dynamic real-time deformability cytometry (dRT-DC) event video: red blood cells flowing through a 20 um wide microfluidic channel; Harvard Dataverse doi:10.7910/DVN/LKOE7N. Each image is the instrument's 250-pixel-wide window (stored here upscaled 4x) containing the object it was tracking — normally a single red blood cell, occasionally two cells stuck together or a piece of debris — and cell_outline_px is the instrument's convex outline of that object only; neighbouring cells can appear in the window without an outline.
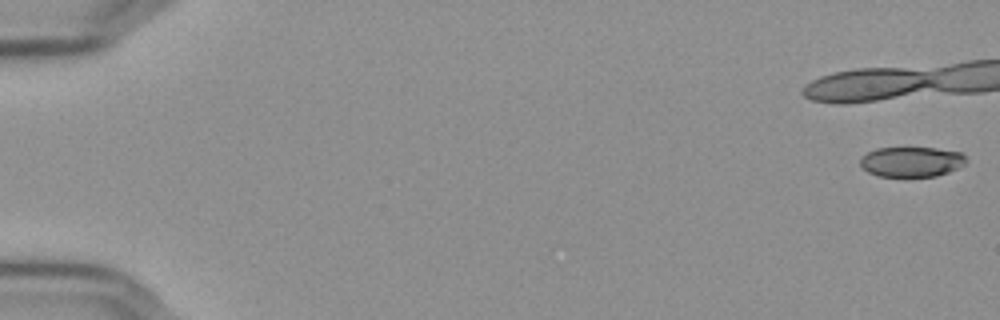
{"species": "Egyptian fruit bat (a non-hibernating species)", "species_latin": "Rousettus aegyptiacus", "temperature_condition": "cold", "stored_images_in_passage": 46, "camera_frame_rate_fps": 3000, "um_per_image_px": 0.085, "frame": {"image": 1, "passage_image": 1, "time_ms": 0.0, "image_size_px": [1000, 320], "cell_outline_px": [[968, 160], [964, 164], [948, 172], [936, 176], [880, 176], [868, 172], [860, 164], [860, 156], [876, 148], [936, 148], [960, 152]], "centroid_in_image_um": [77.46, 13.74], "position_along_channel_um": 7.5, "area_um2": 18.44}}